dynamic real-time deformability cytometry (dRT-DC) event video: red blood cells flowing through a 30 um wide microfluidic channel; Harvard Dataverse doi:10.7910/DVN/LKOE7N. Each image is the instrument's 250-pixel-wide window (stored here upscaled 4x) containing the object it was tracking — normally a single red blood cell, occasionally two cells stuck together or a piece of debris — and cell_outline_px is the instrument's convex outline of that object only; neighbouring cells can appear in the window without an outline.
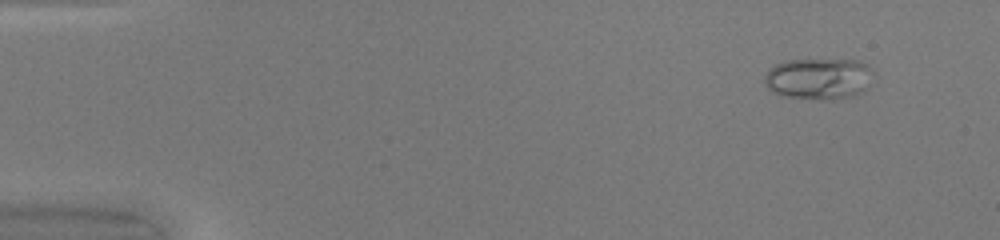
{"species": "common noctule bat (a hibernating species)", "species_latin": "Nyctalus noctula", "temperature_condition": "warm", "stored_images_in_passage": 45, "camera_frame_rate_fps": 3000, "um_per_image_px": 0.085, "animal": {"sex": "female", "body_mass_g": 20.0, "forearm_length_mm": 54.0}, "frame": {"image": 1, "passage_image": 1, "time_ms": 0.0, "image_size_px": [1000, 240], "cell_outline_px": [[872, 72], [868, 88], [864, 92], [856, 96], [832, 100], [820, 100], [784, 96], [772, 92], [768, 88], [764, 80], [764, 76], [768, 68], [776, 64], [788, 60], [860, 60], [868, 64], [872, 68]], "centroid_in_image_um": [69.62, 6.7], "position_along_channel_um": 15.4, "area_um2": 26.7}}
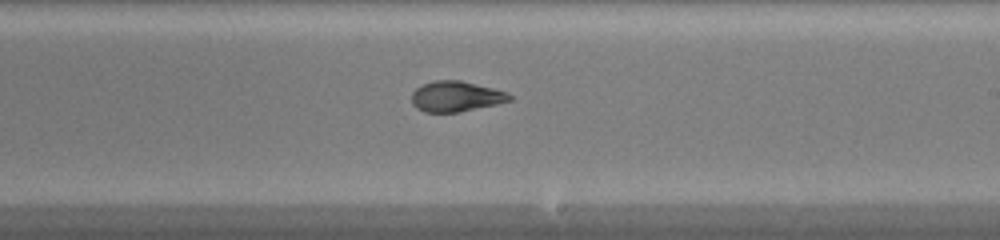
{"frame": {"image": 2, "passage_image": 26, "time_ms": 8.333, "image_size_px": [1000, 240], "cell_outline_px": [[512, 100], [496, 104], [460, 112], [424, 112], [416, 108], [412, 104], [412, 92], [416, 88], [424, 84], [436, 80], [460, 80], [508, 92], [512, 96]], "centroid_in_image_um": [38.75, 8.2], "position_along_channel_um": 250.2, "area_um2": 17.34}}
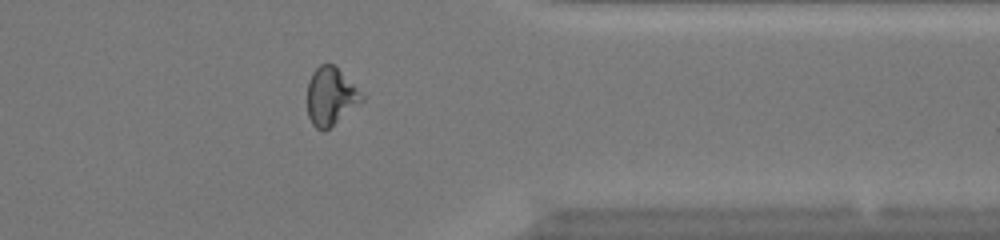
{"frame": {"image": 3, "passage_image": 36, "time_ms": 11.667, "image_size_px": [1000, 240], "cell_outline_px": [[364, 100], [324, 132], [316, 128], [312, 124], [308, 116], [308, 80], [312, 72], [320, 64], [332, 64], [364, 96]], "centroid_in_image_um": [28.07, 8.22], "position_along_channel_um": 383.3, "area_um2": 17.98}, "authors_computed_cell_mechanics": {"area_um2": 18.6116, "velocity_mm_per_s": 4.2685, "shape_relaxation_time_tau1_ms": 8.5255, "shape_relaxation_time_tau2_ms": 1.3368, "deformation_change_tau1": 0.2777, "deformation_change_tau2": 0.0758}}